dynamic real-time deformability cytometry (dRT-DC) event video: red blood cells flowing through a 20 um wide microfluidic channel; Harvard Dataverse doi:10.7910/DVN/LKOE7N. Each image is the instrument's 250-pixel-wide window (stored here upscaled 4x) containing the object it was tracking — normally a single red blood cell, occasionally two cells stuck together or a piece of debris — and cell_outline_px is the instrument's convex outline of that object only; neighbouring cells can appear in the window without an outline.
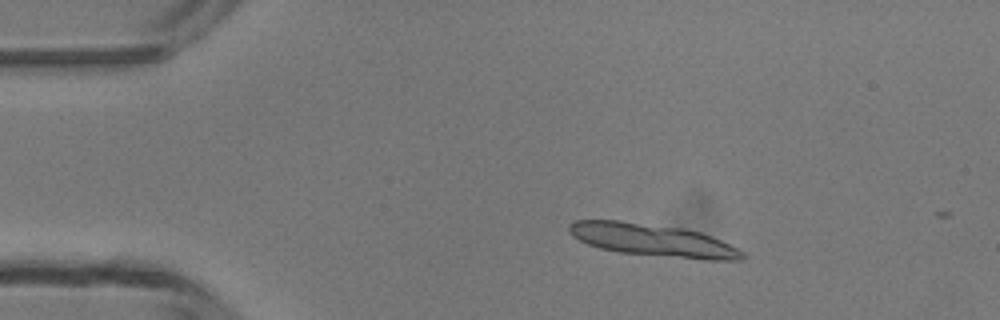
{"species": "common noctule bat (a hibernating species)", "species_latin": "Nyctalus noctula", "temperature_condition": "room temperature", "stored_images_in_passage": 3, "camera_frame_rate_fps": 3000, "um_per_image_px": 0.085, "animal": {"sex": "male", "body_mass_g": 13.3}, "frame": {"image": 1, "passage_image": 1, "time_ms": 0.0, "image_size_px": [1000, 320], "cell_outline_px": [[744, 260], [704, 260], [620, 252], [600, 248], [588, 244], [572, 236], [568, 232], [568, 224], [576, 220], [620, 220], [684, 228], [700, 232], [712, 236], [744, 252]], "centroid_in_image_um": [55.47, 20.4], "position_along_channel_um": 29.5, "area_um2": 32.83}}